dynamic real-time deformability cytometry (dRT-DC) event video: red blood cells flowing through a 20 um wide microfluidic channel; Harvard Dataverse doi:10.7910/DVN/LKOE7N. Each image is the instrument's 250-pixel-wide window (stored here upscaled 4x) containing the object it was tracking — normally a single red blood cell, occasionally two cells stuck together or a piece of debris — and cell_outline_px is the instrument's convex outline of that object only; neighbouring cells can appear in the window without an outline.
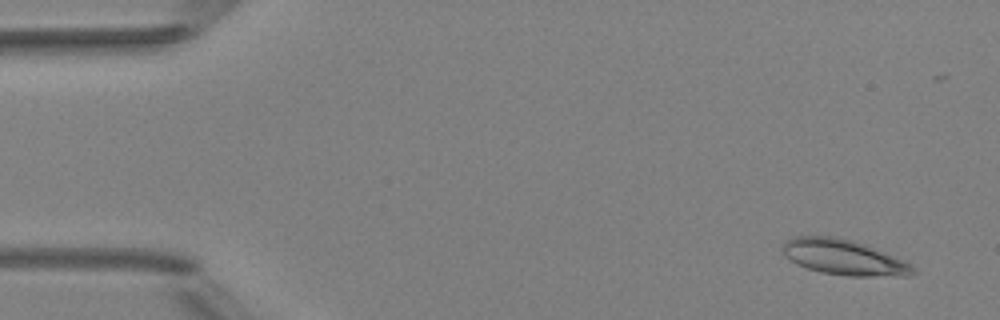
{"species": "Egyptian fruit bat (a non-hibernating species)", "species_latin": "Rousettus aegyptiacus", "temperature_condition": "room temperature", "stored_images_in_passage": 4, "camera_frame_rate_fps": 3000, "um_per_image_px": 0.085, "animal": {"sex": "female"}, "frame": {"image": 1, "passage_image": 1, "time_ms": 0.0, "image_size_px": [1000, 320], "cell_outline_px": [[916, 272], [908, 276], [848, 276], [820, 272], [796, 264], [784, 256], [780, 252], [780, 248], [792, 236], [832, 236], [852, 240], [868, 244], [912, 264], [916, 268]], "centroid_in_image_um": [71.72, 21.87], "position_along_channel_um": 13.3, "area_um2": 27.28}}